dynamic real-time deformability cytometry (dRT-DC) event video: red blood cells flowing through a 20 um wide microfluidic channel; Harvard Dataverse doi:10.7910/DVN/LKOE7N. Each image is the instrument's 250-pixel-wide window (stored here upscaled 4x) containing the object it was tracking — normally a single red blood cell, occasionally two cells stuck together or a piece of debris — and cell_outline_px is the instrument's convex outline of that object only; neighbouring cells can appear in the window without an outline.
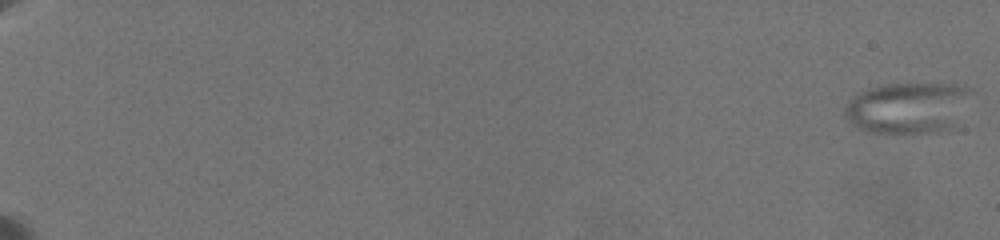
{"species": "common noctule bat (a hibernating species)", "species_latin": "Nyctalus noctula", "temperature_condition": "warm", "stored_images_in_passage": 27, "camera_frame_rate_fps": 3000, "um_per_image_px": 0.085, "animal": {"sex": "female", "body_mass_g": 19.5, "forearm_length_mm": 54.1}, "frame": {"image": 1, "passage_image": 1, "time_ms": 0.0, "image_size_px": [1000, 240], "cell_outline_px": [[968, 88], [952, 128], [944, 132], [868, 132], [856, 128], [844, 116], [844, 108], [848, 100], [860, 92], [868, 88], [888, 84], [952, 84]], "centroid_in_image_um": [77.0, 9.17], "position_along_channel_um": 8.0, "area_um2": 36.59}}
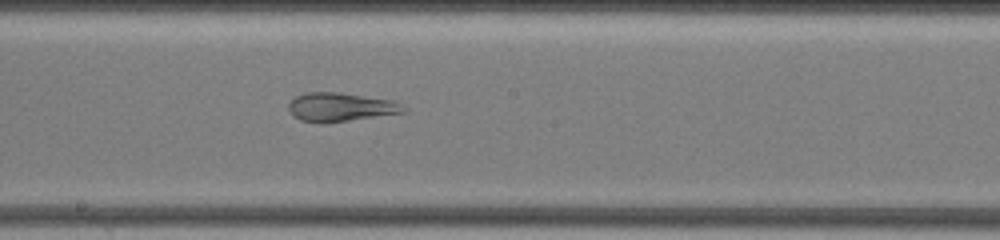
{"frame": {"image": 2, "passage_image": 18, "time_ms": 13.0, "image_size_px": [1000, 240], "cell_outline_px": [[408, 112], [324, 124], [320, 124], [300, 120], [292, 116], [288, 108], [288, 104], [296, 96], [304, 92], [336, 92], [396, 100], [408, 108]], "centroid_in_image_um": [28.98, 9.11], "position_along_channel_um": 219.2, "area_um2": 19.77}}
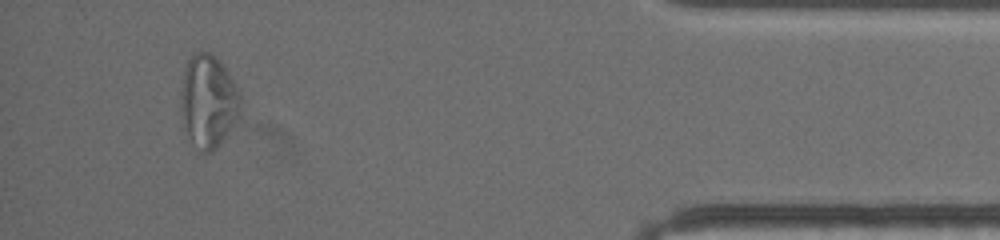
{"frame": {"image": 3, "passage_image": 26, "time_ms": 20.0, "image_size_px": [1000, 240], "cell_outline_px": [[244, 104], [236, 120], [220, 144], [212, 152], [200, 152], [184, 128], [180, 108], [180, 92], [184, 72], [188, 60], [196, 52], [208, 52], [224, 68], [232, 80]], "centroid_in_image_um": [17.69, 8.65], "position_along_channel_um": 417.5, "area_um2": 31.85}}